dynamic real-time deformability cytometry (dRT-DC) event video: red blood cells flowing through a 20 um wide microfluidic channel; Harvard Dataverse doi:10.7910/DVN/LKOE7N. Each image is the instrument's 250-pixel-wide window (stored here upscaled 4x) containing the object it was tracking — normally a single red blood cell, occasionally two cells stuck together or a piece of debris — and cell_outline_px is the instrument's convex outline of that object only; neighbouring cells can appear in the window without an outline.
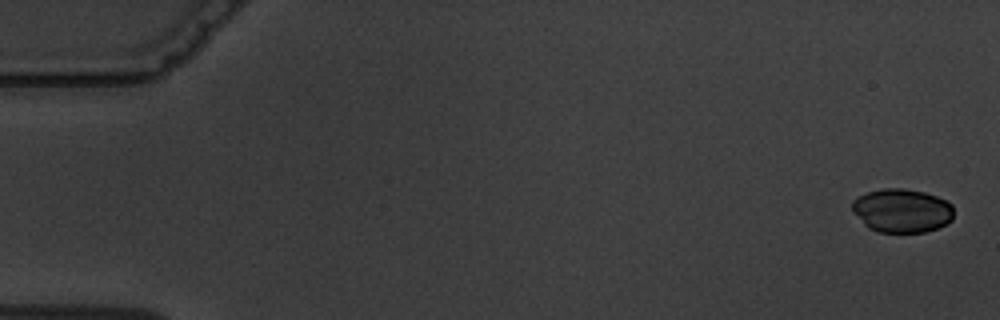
{"species": "common noctule bat (a hibernating species)", "species_latin": "Nyctalus noctula", "temperature_condition": "warm", "stored_images_in_passage": 6, "camera_frame_rate_fps": 3000, "um_per_image_px": 0.085, "animal": {"sex": "male", "body_mass_g": 19.5, "forearm_length_mm": 54.6}, "frame": {"image": 1, "passage_image": 1, "time_ms": 0.0, "image_size_px": [1000, 320], "cell_outline_px": [[952, 220], [948, 224], [924, 232], [880, 232], [868, 228], [852, 212], [852, 200], [868, 192], [884, 188], [904, 188], [924, 192], [936, 196], [952, 204]], "centroid_in_image_um": [76.65, 17.9], "position_along_channel_um": 8.4, "area_um2": 25.89}}
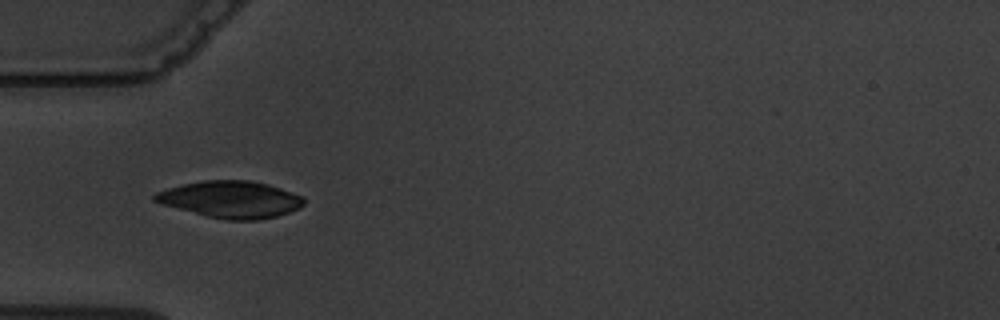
{"frame": {"image": 2, "passage_image": 5, "time_ms": 5.667, "image_size_px": [1000, 320], "cell_outline_px": [[304, 204], [300, 208], [276, 216], [256, 220], [228, 220], [208, 216], [160, 204], [152, 200], [152, 196], [156, 192], [168, 188], [184, 184], [204, 180], [248, 180], [268, 184], [304, 196]], "centroid_in_image_um": [19.61, 16.94], "position_along_channel_um": 65.4, "area_um2": 31.91}}
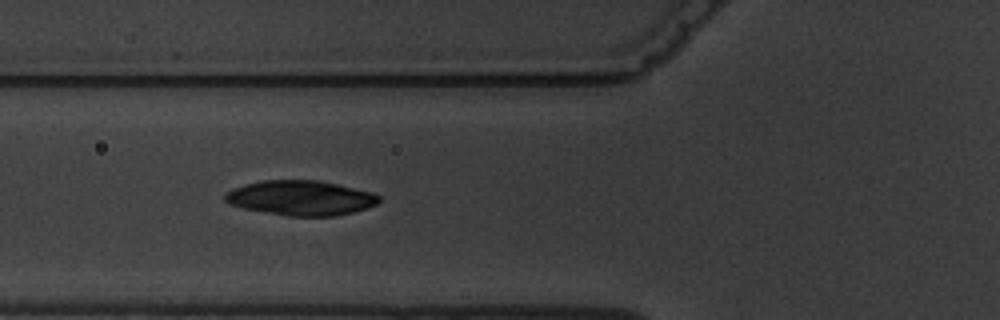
{"frame": {"image": 3, "passage_image": 6, "time_ms": 6.667, "image_size_px": [1000, 320], "cell_outline_px": [[380, 200], [376, 204], [352, 212], [336, 216], [288, 216], [244, 208], [228, 204], [224, 200], [224, 192], [232, 188], [244, 184], [264, 180], [320, 180], [372, 192], [380, 196]], "centroid_in_image_um": [25.52, 16.81], "position_along_channel_um": 100.3, "area_um2": 31.27}}